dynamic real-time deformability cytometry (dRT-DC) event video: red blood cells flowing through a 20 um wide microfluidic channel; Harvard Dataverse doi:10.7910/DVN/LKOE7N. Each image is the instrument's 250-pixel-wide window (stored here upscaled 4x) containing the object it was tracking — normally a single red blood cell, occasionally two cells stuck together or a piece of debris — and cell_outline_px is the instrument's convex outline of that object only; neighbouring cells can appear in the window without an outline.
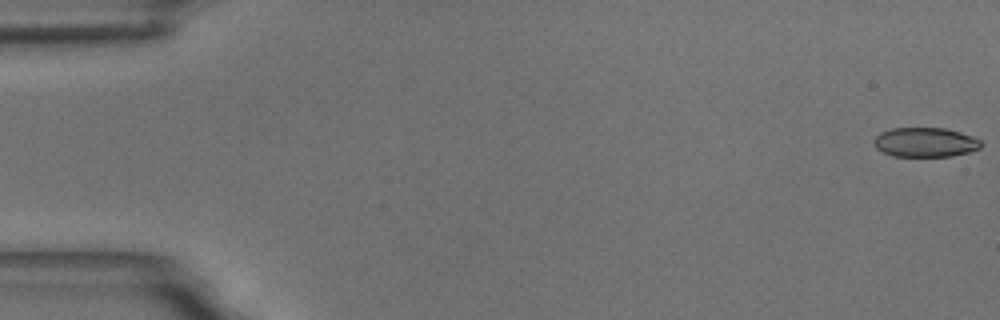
{"species": "common noctule bat (a hibernating species)", "species_latin": "Nyctalus noctula", "temperature_condition": "room temperature", "stored_images_in_passage": 56, "camera_frame_rate_fps": 3000, "um_per_image_px": 0.085, "animal": {"sex": "male", "body_mass_g": 18.8}, "frame": {"image": 1, "passage_image": 1, "time_ms": 0.0, "image_size_px": [1000, 320], "cell_outline_px": [[980, 148], [968, 152], [952, 156], [892, 156], [876, 148], [872, 140], [880, 132], [892, 128], [944, 128], [960, 132], [972, 136], [980, 140]], "centroid_in_image_um": [78.61, 12.09], "position_along_channel_um": 6.4, "area_um2": 18.32}}
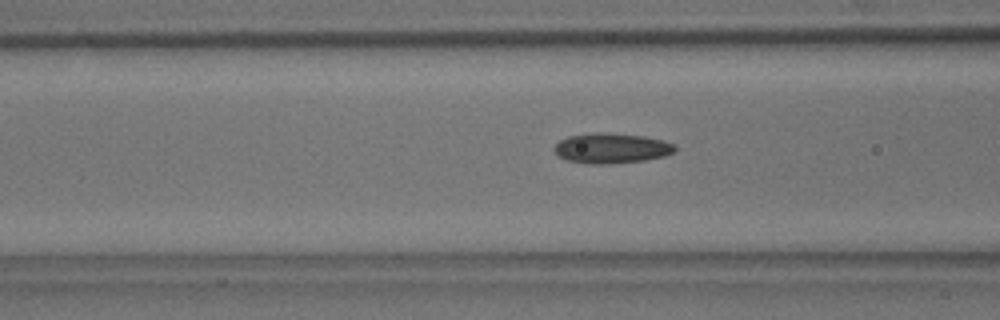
{"frame": {"image": 2, "passage_image": 22, "time_ms": 7.0, "image_size_px": [1000, 320], "cell_outline_px": [[676, 152], [664, 156], [644, 160], [612, 164], [588, 164], [568, 160], [556, 156], [552, 148], [560, 140], [568, 136], [592, 132], [604, 132], [644, 136], [664, 140], [672, 144], [676, 148]], "centroid_in_image_um": [51.94, 12.6], "position_along_channel_um": 114.7, "area_um2": 21.5}}
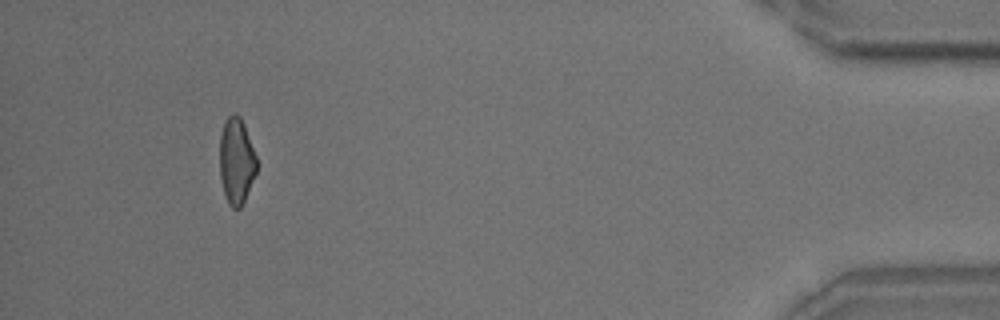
{"frame": {"image": 3, "passage_image": 52, "time_ms": 17.0, "image_size_px": [1000, 320], "cell_outline_px": [[256, 172], [244, 200], [240, 208], [232, 208], [228, 204], [224, 196], [220, 176], [220, 136], [224, 120], [232, 112], [236, 112], [240, 116], [244, 124], [256, 156]], "centroid_in_image_um": [20.07, 13.65], "position_along_channel_um": 415.1, "area_um2": 18.61}, "authors_computed_cell_mechanics": {"area_um2": 19.8832, "velocity_mm_per_s": 3.6638, "shape_relaxation_time_tau1_ms": 7.56, "shape_relaxation_time_tau2_ms": 2.9668, "deformation_change_tau1": 0.1462, "deformation_change_tau2": 0.0958}}